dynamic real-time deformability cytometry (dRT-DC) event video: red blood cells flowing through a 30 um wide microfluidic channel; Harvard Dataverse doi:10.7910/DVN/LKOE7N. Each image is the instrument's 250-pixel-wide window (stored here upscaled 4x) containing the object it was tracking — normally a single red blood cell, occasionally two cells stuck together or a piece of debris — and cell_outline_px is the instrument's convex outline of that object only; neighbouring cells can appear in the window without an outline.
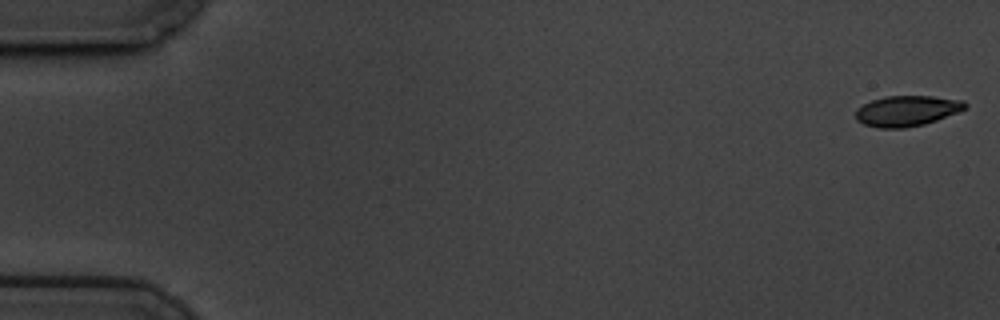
{"species": "common noctule bat (a hibernating species)", "species_latin": "Nyctalus noctula", "temperature_condition": "cold", "stored_images_in_passage": 59, "camera_frame_rate_fps": 3000, "um_per_image_px": 0.085, "animal": {"sex": "male", "body_mass_g": 19.5, "forearm_length_mm": 54.6}, "frame": {"image": 1, "passage_image": 1, "time_ms": 0.0, "image_size_px": [1000, 320], "cell_outline_px": [[968, 108], [960, 112], [924, 124], [904, 128], [880, 128], [864, 124], [856, 120], [856, 108], [872, 100], [884, 96], [932, 96], [964, 100], [968, 104]], "centroid_in_image_um": [77.12, 9.42], "position_along_channel_um": 7.9, "area_um2": 19.65}}
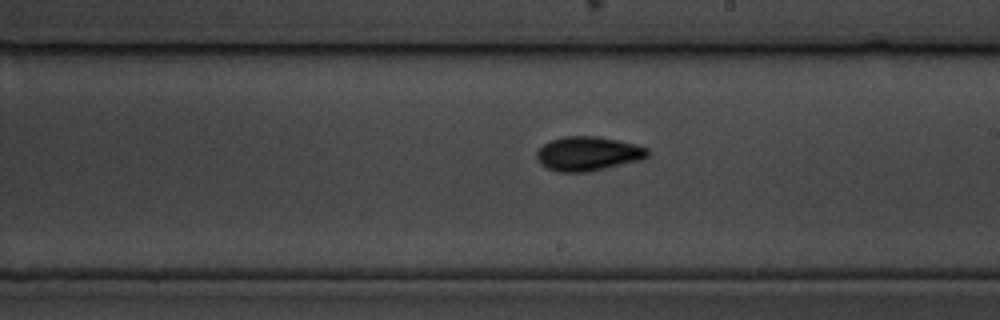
{"frame": {"image": 2, "passage_image": 34, "time_ms": 11.0, "image_size_px": [1000, 320], "cell_outline_px": [[648, 156], [640, 160], [588, 172], [556, 172], [540, 164], [536, 160], [536, 152], [548, 140], [564, 136], [596, 136], [636, 144], [648, 148]], "centroid_in_image_um": [49.94, 13.06], "position_along_channel_um": 239.1, "area_um2": 22.2}}
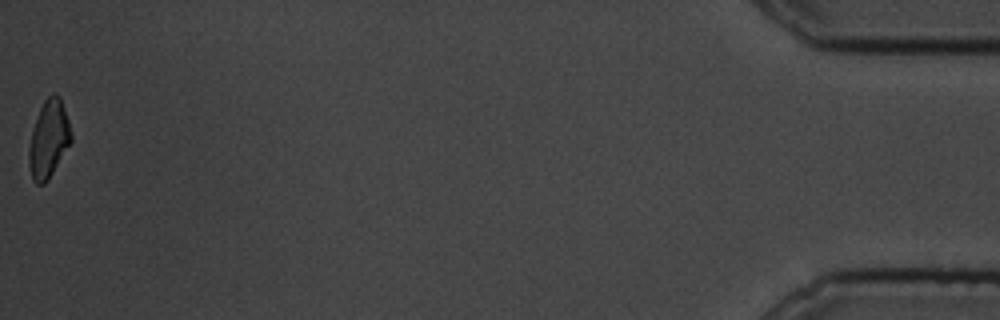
{"frame": {"image": 3, "passage_image": 59, "time_ms": 19.333, "image_size_px": [1000, 320], "cell_outline_px": [[72, 140], [48, 180], [44, 184], [36, 184], [32, 180], [28, 164], [28, 148], [32, 128], [40, 108], [44, 100], [52, 92], [56, 92], [60, 96], [68, 120], [72, 136]], "centroid_in_image_um": [4.12, 11.81], "position_along_channel_um": 431.1, "area_um2": 19.19}, "authors_computed_cell_mechanics": {"area_um2": 20.1722, "velocity_mm_per_s": 3.4243, "shape_relaxation_time_tau1_ms": 2.8542, "shape_relaxation_time_tau2_ms": 3.6507, "deformation_change_tau1": 0.1257, "deformation_change_tau2": 0.0887}}